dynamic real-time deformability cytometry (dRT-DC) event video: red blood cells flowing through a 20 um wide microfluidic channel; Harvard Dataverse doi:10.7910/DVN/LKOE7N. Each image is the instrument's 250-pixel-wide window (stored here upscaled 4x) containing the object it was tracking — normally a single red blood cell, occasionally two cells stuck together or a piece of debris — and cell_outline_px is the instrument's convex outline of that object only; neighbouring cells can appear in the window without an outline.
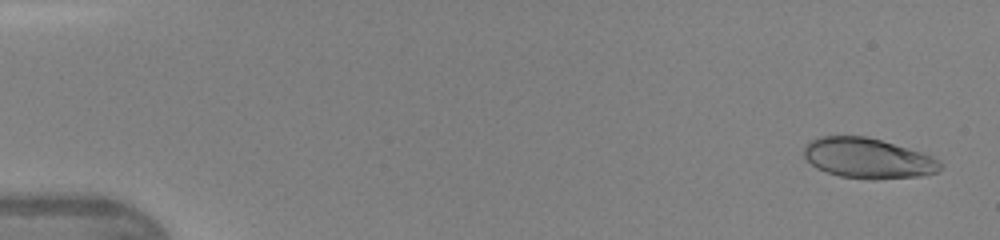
{"species": "human", "species_latin": "Homo sapiens", "temperature_condition": "warm", "stored_images_in_passage": 13, "camera_frame_rate_fps": 3000, "um_per_image_px": 0.085, "donor": {"sex": "female"}, "frame": {"image": 1, "passage_image": 2, "time_ms": 0.333, "image_size_px": [1000, 240], "cell_outline_px": [[944, 164], [936, 172], [920, 176], [872, 180], [840, 176], [816, 168], [804, 156], [804, 148], [812, 140], [820, 136], [864, 136], [880, 140], [920, 152], [932, 156], [940, 160]], "centroid_in_image_um": [73.79, 13.46], "position_along_channel_um": 11.2, "area_um2": 31.73}}